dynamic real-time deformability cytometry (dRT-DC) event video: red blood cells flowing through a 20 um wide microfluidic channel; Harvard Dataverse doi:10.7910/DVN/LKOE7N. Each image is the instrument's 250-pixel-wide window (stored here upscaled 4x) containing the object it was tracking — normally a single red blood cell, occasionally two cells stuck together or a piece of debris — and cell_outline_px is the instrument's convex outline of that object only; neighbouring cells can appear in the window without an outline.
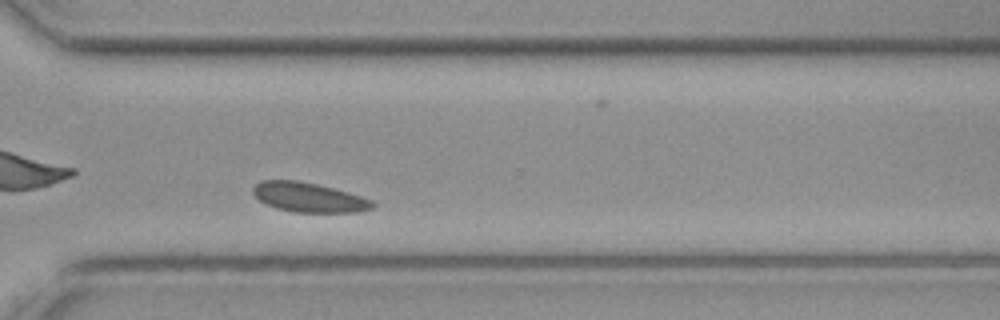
{"species": "common noctule bat (a hibernating species)", "species_latin": "Nyctalus noctula", "temperature_condition": "cold", "stored_images_in_passage": 36, "camera_frame_rate_fps": 3000, "um_per_image_px": 0.085, "animal": {"sex": "female", "body_mass_g": 19.3, "forearm_length_mm": 54.1}, "frame": {"image": 1, "passage_image": 26, "time_ms": 8.333, "image_size_px": [1000, 320], "cell_outline_px": [[376, 204], [372, 208], [356, 212], [292, 212], [276, 208], [260, 200], [252, 192], [252, 188], [260, 180], [296, 180], [316, 184], [348, 192], [372, 200]], "centroid_in_image_um": [26.24, 16.77], "position_along_channel_um": 344.4, "area_um2": 20.4}}